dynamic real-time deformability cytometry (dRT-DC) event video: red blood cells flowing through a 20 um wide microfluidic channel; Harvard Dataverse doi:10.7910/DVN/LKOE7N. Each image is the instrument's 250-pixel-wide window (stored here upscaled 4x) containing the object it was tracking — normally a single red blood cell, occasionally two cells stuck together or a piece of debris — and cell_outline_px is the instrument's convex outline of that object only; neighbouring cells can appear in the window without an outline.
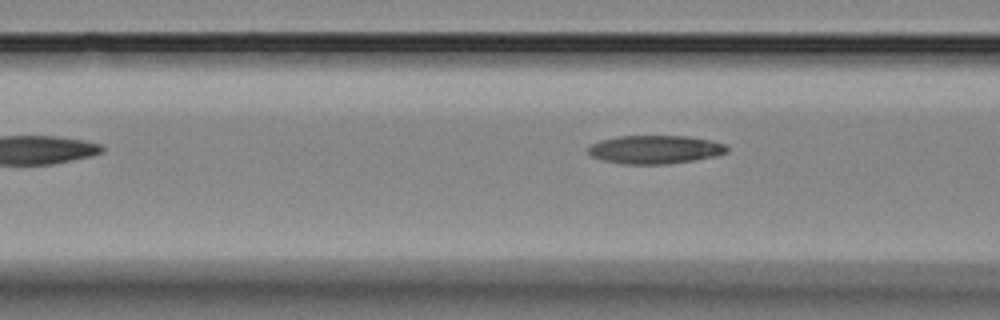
{"species": "Egyptian fruit bat (a non-hibernating species)", "species_latin": "Rousettus aegyptiacus", "temperature_condition": "room temperature", "stored_images_in_passage": 8, "camera_frame_rate_fps": 3000, "um_per_image_px": 0.085, "animal": {"sex": "female"}, "frame": {"image": 1, "passage_image": 6, "time_ms": 7.0, "image_size_px": [1000, 320], "cell_outline_px": [[728, 152], [716, 156], [696, 160], [668, 164], [624, 164], [604, 160], [592, 156], [588, 152], [588, 148], [592, 144], [600, 140], [620, 136], [688, 136], [712, 140], [724, 144], [728, 148]], "centroid_in_image_um": [55.72, 12.71], "position_along_channel_um": 110.9, "area_um2": 23.0}}
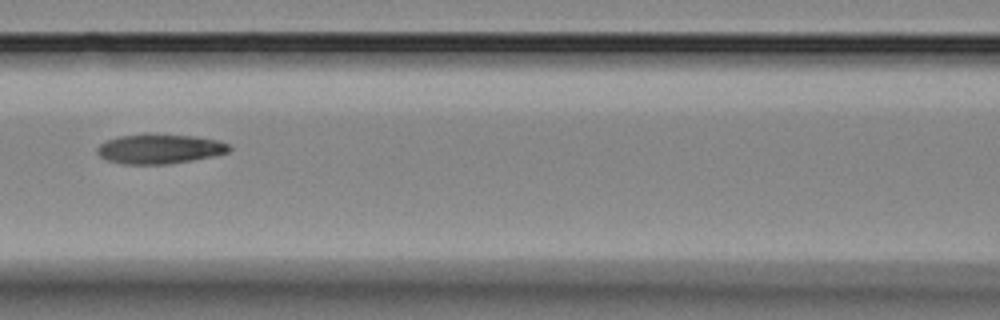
{"frame": {"image": 2, "passage_image": 7, "time_ms": 8.0, "image_size_px": [1000, 320], "cell_outline_px": [[232, 148], [228, 152], [212, 156], [192, 160], [168, 164], [124, 164], [108, 160], [100, 156], [96, 152], [96, 148], [100, 144], [108, 140], [120, 136], [144, 132], [196, 136], [216, 140], [228, 144]], "centroid_in_image_um": [13.55, 12.63], "position_along_channel_um": 153.1, "area_um2": 23.06}}
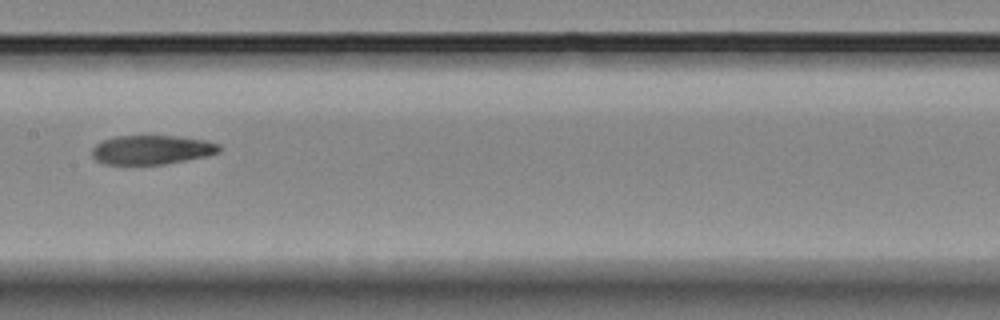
{"frame": {"image": 3, "passage_image": 8, "time_ms": 9.0, "image_size_px": [1000, 320], "cell_outline_px": [[220, 152], [204, 156], [164, 164], [104, 164], [96, 160], [92, 156], [92, 148], [96, 144], [112, 136], [176, 136], [204, 140], [220, 144]], "centroid_in_image_um": [12.86, 12.73], "position_along_channel_um": 194.5, "area_um2": 21.44}}